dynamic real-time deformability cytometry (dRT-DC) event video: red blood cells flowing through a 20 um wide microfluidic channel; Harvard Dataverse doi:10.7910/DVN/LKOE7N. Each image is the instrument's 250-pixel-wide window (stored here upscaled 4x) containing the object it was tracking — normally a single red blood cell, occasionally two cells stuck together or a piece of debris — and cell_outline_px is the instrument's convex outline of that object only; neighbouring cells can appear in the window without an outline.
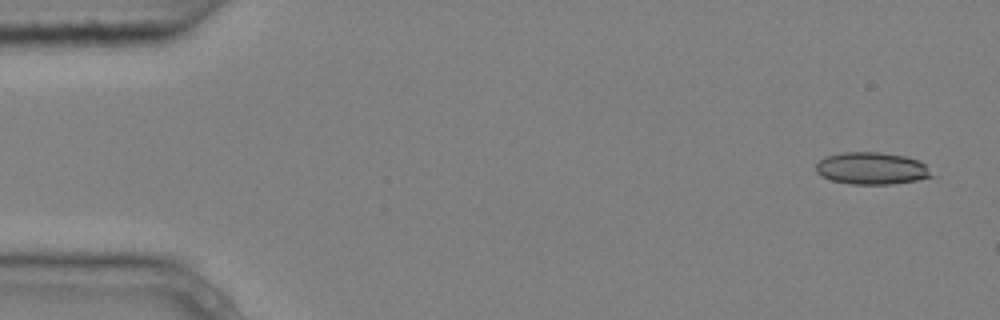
{"species": "common noctule bat (a hibernating species)", "species_latin": "Nyctalus noctula", "temperature_condition": "cold", "stored_images_in_passage": 5, "camera_frame_rate_fps": 3000, "um_per_image_px": 0.085, "animal": {"sex": "male", "body_mass_g": 20.4}, "frame": {"image": 1, "passage_image": 1, "time_ms": 0.0, "image_size_px": [1000, 320], "cell_outline_px": [[936, 176], [916, 180], [892, 184], [852, 184], [832, 180], [816, 172], [816, 164], [824, 156], [840, 152], [880, 152], [904, 156], [916, 160], [924, 164]], "centroid_in_image_um": [74.09, 14.3], "position_along_channel_um": 10.9, "area_um2": 21.62}}
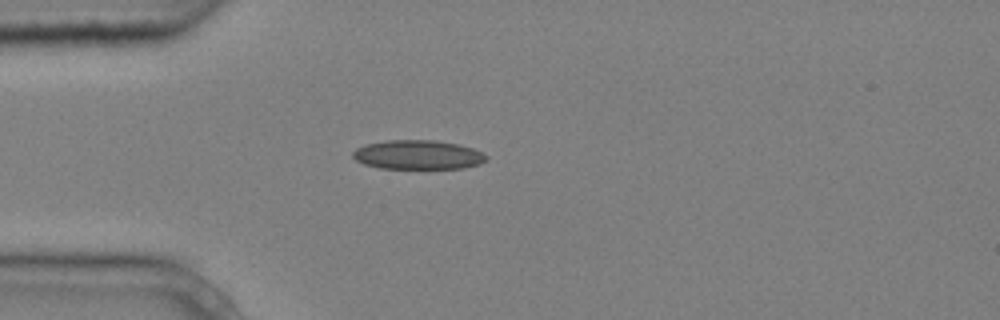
{"frame": {"image": 2, "passage_image": 4, "time_ms": 1.0, "image_size_px": [1000, 320], "cell_outline_px": [[488, 160], [480, 164], [464, 168], [380, 168], [364, 164], [356, 160], [352, 156], [352, 152], [356, 148], [364, 144], [388, 140], [436, 140], [460, 144], [472, 148], [488, 156]], "centroid_in_image_um": [35.53, 13.15], "position_along_channel_um": 49.5, "area_um2": 22.83}}